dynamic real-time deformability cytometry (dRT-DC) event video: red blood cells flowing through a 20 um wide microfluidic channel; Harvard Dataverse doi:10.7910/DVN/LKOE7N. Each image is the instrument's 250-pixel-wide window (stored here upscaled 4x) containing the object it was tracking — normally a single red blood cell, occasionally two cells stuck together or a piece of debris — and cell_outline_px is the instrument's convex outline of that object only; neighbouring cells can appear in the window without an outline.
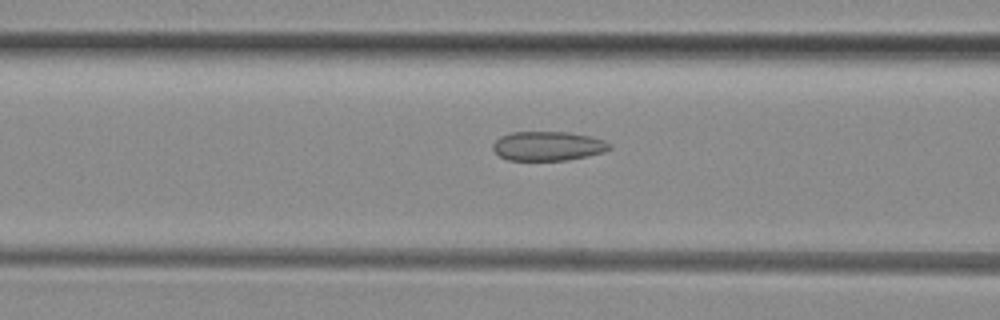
{"species": "common noctule bat (a hibernating species)", "species_latin": "Nyctalus noctula", "temperature_condition": "room temperature", "stored_images_in_passage": 29, "camera_frame_rate_fps": 3000, "um_per_image_px": 0.085, "animal": {"sex": "female", "body_mass_g": 29.2, "forearm_length_mm": 56.3}, "frame": {"image": 1, "passage_image": 8, "time_ms": 2.333, "image_size_px": [1000, 320], "cell_outline_px": [[612, 148], [604, 152], [588, 156], [568, 160], [508, 160], [500, 156], [492, 148], [492, 144], [500, 136], [512, 132], [568, 132], [588, 136], [604, 140], [612, 144]], "centroid_in_image_um": [46.59, 12.41], "position_along_channel_um": 120.0, "area_um2": 19.94}}
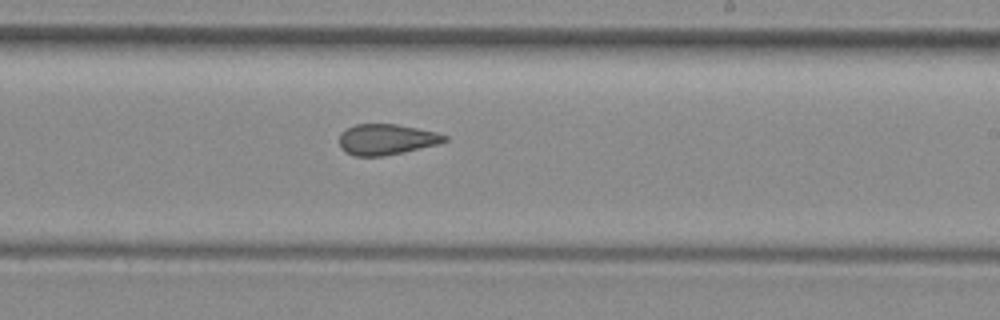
{"frame": {"image": 2, "passage_image": 18, "time_ms": 5.667, "image_size_px": [1000, 320], "cell_outline_px": [[448, 140], [440, 144], [404, 152], [380, 156], [356, 156], [344, 152], [340, 148], [340, 132], [356, 124], [396, 124], [436, 132], [448, 136]], "centroid_in_image_um": [32.85, 11.85], "position_along_channel_um": 256.1, "area_um2": 18.9}}
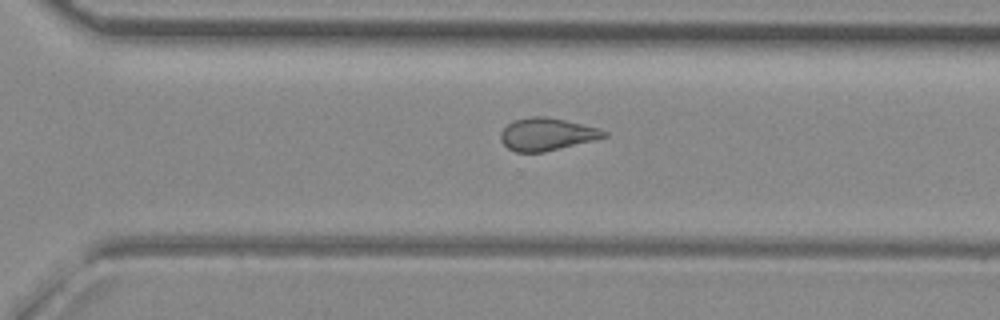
{"frame": {"image": 3, "passage_image": 23, "time_ms": 7.333, "image_size_px": [1000, 320], "cell_outline_px": [[608, 136], [544, 152], [516, 152], [508, 148], [500, 140], [500, 132], [508, 124], [516, 120], [532, 116], [544, 116], [564, 120], [600, 128], [608, 132]], "centroid_in_image_um": [46.47, 11.41], "position_along_channel_um": 324.1, "area_um2": 19.36}}